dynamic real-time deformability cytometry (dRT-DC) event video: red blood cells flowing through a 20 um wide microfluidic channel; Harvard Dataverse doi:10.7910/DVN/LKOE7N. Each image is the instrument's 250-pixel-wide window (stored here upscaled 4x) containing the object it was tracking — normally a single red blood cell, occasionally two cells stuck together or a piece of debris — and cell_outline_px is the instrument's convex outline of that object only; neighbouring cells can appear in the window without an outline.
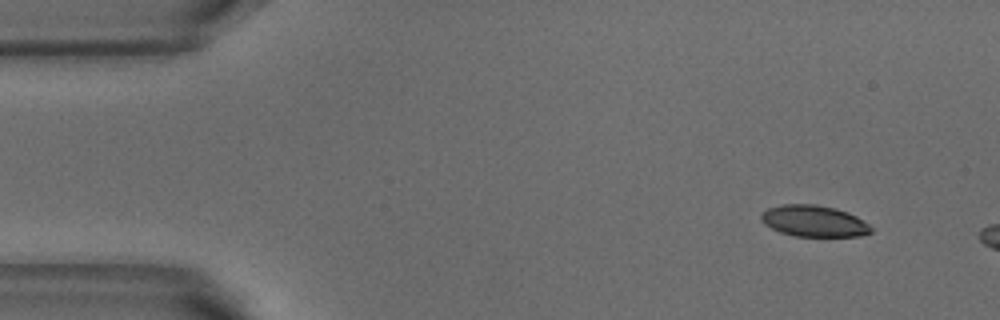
{"species": "common noctule bat (a hibernating species)", "species_latin": "Nyctalus noctula", "temperature_condition": "warm", "stored_images_in_passage": 3, "camera_frame_rate_fps": 3000, "um_per_image_px": 0.085, "animal": {"sex": "male", "body_mass_g": 18.8}, "frame": {"image": 1, "passage_image": 1, "time_ms": 0.0, "image_size_px": [1000, 320], "cell_outline_px": [[872, 232], [860, 236], [796, 236], [780, 232], [764, 224], [760, 220], [760, 216], [768, 208], [780, 204], [816, 204], [836, 208], [848, 212], [856, 216], [868, 224], [872, 228]], "centroid_in_image_um": [69.18, 18.78], "position_along_channel_um": 15.8, "area_um2": 20.11}}